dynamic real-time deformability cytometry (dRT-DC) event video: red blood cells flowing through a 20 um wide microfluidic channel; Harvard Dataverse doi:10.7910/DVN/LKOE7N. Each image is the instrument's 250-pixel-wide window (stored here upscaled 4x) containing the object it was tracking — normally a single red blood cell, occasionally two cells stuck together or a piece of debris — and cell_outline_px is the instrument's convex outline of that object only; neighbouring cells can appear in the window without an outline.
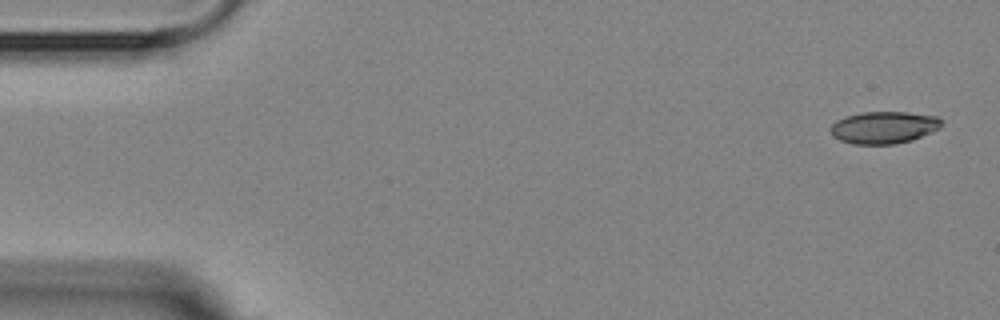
{"species": "Egyptian fruit bat (a non-hibernating species)", "species_latin": "Rousettus aegyptiacus", "temperature_condition": "room temperature", "stored_images_in_passage": 3, "camera_frame_rate_fps": 3000, "um_per_image_px": 0.085, "animal": {"sex": "female"}, "frame": {"image": 1, "passage_image": 3, "time_ms": 2.0, "image_size_px": [1000, 320], "cell_outline_px": [[944, 124], [940, 128], [912, 140], [896, 144], [852, 144], [840, 140], [832, 136], [828, 128], [836, 120], [848, 116], [864, 112], [908, 112], [936, 116]], "centroid_in_image_um": [75.11, 10.84], "position_along_channel_um": 9.9, "area_um2": 20.87}}